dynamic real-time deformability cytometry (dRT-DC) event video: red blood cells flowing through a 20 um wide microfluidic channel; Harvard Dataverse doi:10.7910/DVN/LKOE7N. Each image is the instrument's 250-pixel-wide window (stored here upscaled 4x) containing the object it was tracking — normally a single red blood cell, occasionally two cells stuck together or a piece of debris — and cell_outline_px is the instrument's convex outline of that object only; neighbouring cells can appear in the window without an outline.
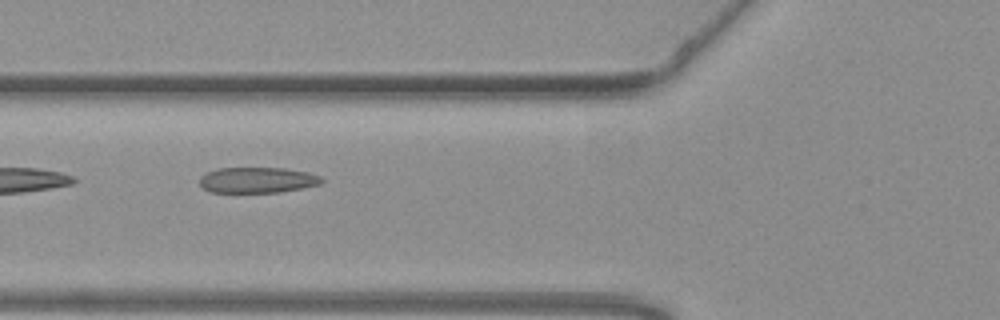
{"species": "common noctule bat (a hibernating species)", "species_latin": "Nyctalus noctula", "temperature_condition": "warm", "stored_images_in_passage": 9, "camera_frame_rate_fps": 3000, "um_per_image_px": 0.085, "animal": {"sex": "female", "body_mass_g": 19.3, "forearm_length_mm": 54.1}, "frame": {"image": 1, "passage_image": 4, "time_ms": 1.0, "image_size_px": [1000, 320], "cell_outline_px": [[324, 180], [320, 184], [280, 192], [208, 192], [200, 184], [200, 176], [216, 168], [284, 168], [308, 172], [320, 176]], "centroid_in_image_um": [21.86, 15.3], "position_along_channel_um": 103.9, "area_um2": 18.21}}
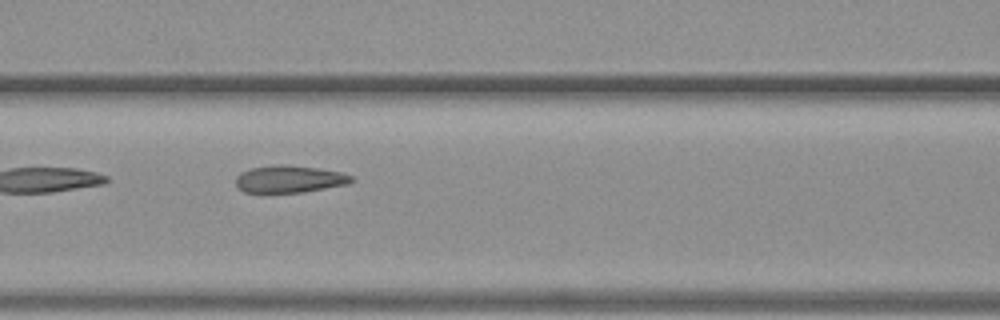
{"frame": {"image": 2, "passage_image": 7, "time_ms": 2.0, "image_size_px": [1000, 320], "cell_outline_px": [[356, 180], [348, 184], [304, 192], [244, 192], [236, 188], [236, 176], [240, 172], [252, 168], [276, 164], [284, 164], [316, 168], [340, 172], [352, 176]], "centroid_in_image_um": [24.59, 15.22], "position_along_channel_um": 142.0, "area_um2": 18.38}}